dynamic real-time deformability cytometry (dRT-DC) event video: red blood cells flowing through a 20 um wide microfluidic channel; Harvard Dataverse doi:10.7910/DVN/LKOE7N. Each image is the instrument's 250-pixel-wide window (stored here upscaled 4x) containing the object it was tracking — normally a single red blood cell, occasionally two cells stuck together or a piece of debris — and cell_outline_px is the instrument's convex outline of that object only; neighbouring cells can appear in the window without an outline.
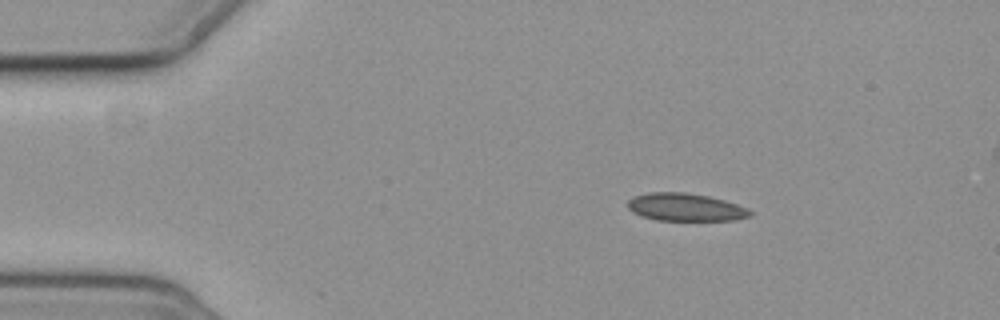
{"species": "common noctule bat (a hibernating species)", "species_latin": "Nyctalus noctula", "temperature_condition": "cold", "stored_images_in_passage": 4, "camera_frame_rate_fps": 3000, "um_per_image_px": 0.085, "animal": {"sex": "female", "body_mass_g": 19.3, "forearm_length_mm": 54.1}, "frame": {"image": 1, "passage_image": 1, "time_ms": 0.0, "image_size_px": [1000, 320], "cell_outline_px": [[752, 216], [732, 220], [656, 220], [632, 212], [628, 208], [628, 200], [632, 196], [648, 192], [684, 192], [708, 196], [724, 200], [736, 204], [752, 212]], "centroid_in_image_um": [58.22, 17.6], "position_along_channel_um": 26.8, "area_um2": 19.65}}